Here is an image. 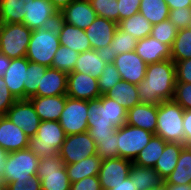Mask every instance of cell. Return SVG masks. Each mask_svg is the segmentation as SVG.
I'll use <instances>...</instances> for the list:
<instances>
[{
    "instance_id": "6da1fadb",
    "label": "cell",
    "mask_w": 191,
    "mask_h": 190,
    "mask_svg": "<svg viewBox=\"0 0 191 190\" xmlns=\"http://www.w3.org/2000/svg\"><path fill=\"white\" fill-rule=\"evenodd\" d=\"M176 84L175 63L172 59L147 64L144 79L137 84L141 103L158 105L172 100Z\"/></svg>"
},
{
    "instance_id": "7a4b0ae2",
    "label": "cell",
    "mask_w": 191,
    "mask_h": 190,
    "mask_svg": "<svg viewBox=\"0 0 191 190\" xmlns=\"http://www.w3.org/2000/svg\"><path fill=\"white\" fill-rule=\"evenodd\" d=\"M87 114V132L95 143L99 139L109 138L127 120V110L106 95L89 100Z\"/></svg>"
},
{
    "instance_id": "3957f363",
    "label": "cell",
    "mask_w": 191,
    "mask_h": 190,
    "mask_svg": "<svg viewBox=\"0 0 191 190\" xmlns=\"http://www.w3.org/2000/svg\"><path fill=\"white\" fill-rule=\"evenodd\" d=\"M183 116L184 109L173 99L158 104L155 135L166 142L185 144Z\"/></svg>"
},
{
    "instance_id": "277c9868",
    "label": "cell",
    "mask_w": 191,
    "mask_h": 190,
    "mask_svg": "<svg viewBox=\"0 0 191 190\" xmlns=\"http://www.w3.org/2000/svg\"><path fill=\"white\" fill-rule=\"evenodd\" d=\"M57 25L32 31L26 58L46 67H51L53 57L60 47Z\"/></svg>"
},
{
    "instance_id": "5b68a950",
    "label": "cell",
    "mask_w": 191,
    "mask_h": 190,
    "mask_svg": "<svg viewBox=\"0 0 191 190\" xmlns=\"http://www.w3.org/2000/svg\"><path fill=\"white\" fill-rule=\"evenodd\" d=\"M39 160L29 148L7 153L0 181L7 184L30 179L37 174Z\"/></svg>"
},
{
    "instance_id": "8992f818",
    "label": "cell",
    "mask_w": 191,
    "mask_h": 190,
    "mask_svg": "<svg viewBox=\"0 0 191 190\" xmlns=\"http://www.w3.org/2000/svg\"><path fill=\"white\" fill-rule=\"evenodd\" d=\"M66 133L59 121H41L34 137L29 138V149L38 157L58 154Z\"/></svg>"
},
{
    "instance_id": "52a82bcc",
    "label": "cell",
    "mask_w": 191,
    "mask_h": 190,
    "mask_svg": "<svg viewBox=\"0 0 191 190\" xmlns=\"http://www.w3.org/2000/svg\"><path fill=\"white\" fill-rule=\"evenodd\" d=\"M31 34L23 23H0V52L10 59L26 57Z\"/></svg>"
},
{
    "instance_id": "ba28073f",
    "label": "cell",
    "mask_w": 191,
    "mask_h": 190,
    "mask_svg": "<svg viewBox=\"0 0 191 190\" xmlns=\"http://www.w3.org/2000/svg\"><path fill=\"white\" fill-rule=\"evenodd\" d=\"M36 176L42 190H70L71 182L59 155L40 158Z\"/></svg>"
},
{
    "instance_id": "9c48e42d",
    "label": "cell",
    "mask_w": 191,
    "mask_h": 190,
    "mask_svg": "<svg viewBox=\"0 0 191 190\" xmlns=\"http://www.w3.org/2000/svg\"><path fill=\"white\" fill-rule=\"evenodd\" d=\"M153 135L142 128L124 124L118 128L119 157L134 161Z\"/></svg>"
},
{
    "instance_id": "30bf717a",
    "label": "cell",
    "mask_w": 191,
    "mask_h": 190,
    "mask_svg": "<svg viewBox=\"0 0 191 190\" xmlns=\"http://www.w3.org/2000/svg\"><path fill=\"white\" fill-rule=\"evenodd\" d=\"M64 165L80 162L96 155V143L88 132L67 135L58 151Z\"/></svg>"
},
{
    "instance_id": "8fae6325",
    "label": "cell",
    "mask_w": 191,
    "mask_h": 190,
    "mask_svg": "<svg viewBox=\"0 0 191 190\" xmlns=\"http://www.w3.org/2000/svg\"><path fill=\"white\" fill-rule=\"evenodd\" d=\"M88 101L66 96V104L59 123L66 135L88 131Z\"/></svg>"
},
{
    "instance_id": "7c38bea8",
    "label": "cell",
    "mask_w": 191,
    "mask_h": 190,
    "mask_svg": "<svg viewBox=\"0 0 191 190\" xmlns=\"http://www.w3.org/2000/svg\"><path fill=\"white\" fill-rule=\"evenodd\" d=\"M59 19V12L49 0H28L23 24L29 29L50 27Z\"/></svg>"
},
{
    "instance_id": "4fadbf2b",
    "label": "cell",
    "mask_w": 191,
    "mask_h": 190,
    "mask_svg": "<svg viewBox=\"0 0 191 190\" xmlns=\"http://www.w3.org/2000/svg\"><path fill=\"white\" fill-rule=\"evenodd\" d=\"M6 116L13 124L21 128L29 138L36 135L41 121L29 99L16 100L7 111Z\"/></svg>"
},
{
    "instance_id": "5bb4252c",
    "label": "cell",
    "mask_w": 191,
    "mask_h": 190,
    "mask_svg": "<svg viewBox=\"0 0 191 190\" xmlns=\"http://www.w3.org/2000/svg\"><path fill=\"white\" fill-rule=\"evenodd\" d=\"M133 161L121 157L102 160L98 173L102 190H110L129 176Z\"/></svg>"
},
{
    "instance_id": "9a60e30c",
    "label": "cell",
    "mask_w": 191,
    "mask_h": 190,
    "mask_svg": "<svg viewBox=\"0 0 191 190\" xmlns=\"http://www.w3.org/2000/svg\"><path fill=\"white\" fill-rule=\"evenodd\" d=\"M112 62L123 81L137 85L145 77L147 64L135 51L121 53Z\"/></svg>"
},
{
    "instance_id": "2e32d148",
    "label": "cell",
    "mask_w": 191,
    "mask_h": 190,
    "mask_svg": "<svg viewBox=\"0 0 191 190\" xmlns=\"http://www.w3.org/2000/svg\"><path fill=\"white\" fill-rule=\"evenodd\" d=\"M66 96L87 101L99 98L101 93L99 92L98 79L93 78L90 74L70 72Z\"/></svg>"
},
{
    "instance_id": "e0dca14e",
    "label": "cell",
    "mask_w": 191,
    "mask_h": 190,
    "mask_svg": "<svg viewBox=\"0 0 191 190\" xmlns=\"http://www.w3.org/2000/svg\"><path fill=\"white\" fill-rule=\"evenodd\" d=\"M59 18L63 22L85 30L97 18V13L94 11L89 1L74 0L59 12Z\"/></svg>"
},
{
    "instance_id": "ac0fdd59",
    "label": "cell",
    "mask_w": 191,
    "mask_h": 190,
    "mask_svg": "<svg viewBox=\"0 0 191 190\" xmlns=\"http://www.w3.org/2000/svg\"><path fill=\"white\" fill-rule=\"evenodd\" d=\"M118 24L103 17H98L85 29L92 49L106 52L111 44Z\"/></svg>"
},
{
    "instance_id": "d6986e66",
    "label": "cell",
    "mask_w": 191,
    "mask_h": 190,
    "mask_svg": "<svg viewBox=\"0 0 191 190\" xmlns=\"http://www.w3.org/2000/svg\"><path fill=\"white\" fill-rule=\"evenodd\" d=\"M0 147L7 153L29 147V137L6 116H0Z\"/></svg>"
},
{
    "instance_id": "ffe728a7",
    "label": "cell",
    "mask_w": 191,
    "mask_h": 190,
    "mask_svg": "<svg viewBox=\"0 0 191 190\" xmlns=\"http://www.w3.org/2000/svg\"><path fill=\"white\" fill-rule=\"evenodd\" d=\"M29 60L26 57L11 59L10 66L3 76L10 93L16 100L25 99L26 70Z\"/></svg>"
},
{
    "instance_id": "44dd1931",
    "label": "cell",
    "mask_w": 191,
    "mask_h": 190,
    "mask_svg": "<svg viewBox=\"0 0 191 190\" xmlns=\"http://www.w3.org/2000/svg\"><path fill=\"white\" fill-rule=\"evenodd\" d=\"M60 44L82 53L91 50L90 41L85 30L63 22L60 18L56 22Z\"/></svg>"
},
{
    "instance_id": "7402d4cb",
    "label": "cell",
    "mask_w": 191,
    "mask_h": 190,
    "mask_svg": "<svg viewBox=\"0 0 191 190\" xmlns=\"http://www.w3.org/2000/svg\"><path fill=\"white\" fill-rule=\"evenodd\" d=\"M158 105L140 103L127 111L126 124L142 128L155 135Z\"/></svg>"
},
{
    "instance_id": "603a6c76",
    "label": "cell",
    "mask_w": 191,
    "mask_h": 190,
    "mask_svg": "<svg viewBox=\"0 0 191 190\" xmlns=\"http://www.w3.org/2000/svg\"><path fill=\"white\" fill-rule=\"evenodd\" d=\"M40 121H59L66 104V95L29 98Z\"/></svg>"
},
{
    "instance_id": "cb8c5ba5",
    "label": "cell",
    "mask_w": 191,
    "mask_h": 190,
    "mask_svg": "<svg viewBox=\"0 0 191 190\" xmlns=\"http://www.w3.org/2000/svg\"><path fill=\"white\" fill-rule=\"evenodd\" d=\"M135 52L146 64L162 62L171 59V47L156 40L152 36L137 41Z\"/></svg>"
},
{
    "instance_id": "d4e9b609",
    "label": "cell",
    "mask_w": 191,
    "mask_h": 190,
    "mask_svg": "<svg viewBox=\"0 0 191 190\" xmlns=\"http://www.w3.org/2000/svg\"><path fill=\"white\" fill-rule=\"evenodd\" d=\"M68 74L47 67L42 79L38 85L37 93L34 96H59L67 94Z\"/></svg>"
},
{
    "instance_id": "484cf974",
    "label": "cell",
    "mask_w": 191,
    "mask_h": 190,
    "mask_svg": "<svg viewBox=\"0 0 191 190\" xmlns=\"http://www.w3.org/2000/svg\"><path fill=\"white\" fill-rule=\"evenodd\" d=\"M109 60L105 52L94 49L79 53L73 72L90 74L93 78L99 79L103 69Z\"/></svg>"
},
{
    "instance_id": "4316f807",
    "label": "cell",
    "mask_w": 191,
    "mask_h": 190,
    "mask_svg": "<svg viewBox=\"0 0 191 190\" xmlns=\"http://www.w3.org/2000/svg\"><path fill=\"white\" fill-rule=\"evenodd\" d=\"M184 146L185 144L177 142H166L160 158L153 167L159 173V176L163 181H165L175 169L180 152Z\"/></svg>"
},
{
    "instance_id": "83f0119b",
    "label": "cell",
    "mask_w": 191,
    "mask_h": 190,
    "mask_svg": "<svg viewBox=\"0 0 191 190\" xmlns=\"http://www.w3.org/2000/svg\"><path fill=\"white\" fill-rule=\"evenodd\" d=\"M105 95L114 99L127 111L141 103L138 99L137 85L128 81L117 82Z\"/></svg>"
},
{
    "instance_id": "f1b7e54d",
    "label": "cell",
    "mask_w": 191,
    "mask_h": 190,
    "mask_svg": "<svg viewBox=\"0 0 191 190\" xmlns=\"http://www.w3.org/2000/svg\"><path fill=\"white\" fill-rule=\"evenodd\" d=\"M163 183L173 185H186L191 183V145H185L183 147L175 169Z\"/></svg>"
},
{
    "instance_id": "f546056e",
    "label": "cell",
    "mask_w": 191,
    "mask_h": 190,
    "mask_svg": "<svg viewBox=\"0 0 191 190\" xmlns=\"http://www.w3.org/2000/svg\"><path fill=\"white\" fill-rule=\"evenodd\" d=\"M101 162L100 157L92 155L80 162L65 165L70 182L74 183L88 176H98Z\"/></svg>"
},
{
    "instance_id": "4dcf8cb0",
    "label": "cell",
    "mask_w": 191,
    "mask_h": 190,
    "mask_svg": "<svg viewBox=\"0 0 191 190\" xmlns=\"http://www.w3.org/2000/svg\"><path fill=\"white\" fill-rule=\"evenodd\" d=\"M129 177L134 181L137 190H148L163 183L159 173L151 167H140L132 163Z\"/></svg>"
},
{
    "instance_id": "1f68e13d",
    "label": "cell",
    "mask_w": 191,
    "mask_h": 190,
    "mask_svg": "<svg viewBox=\"0 0 191 190\" xmlns=\"http://www.w3.org/2000/svg\"><path fill=\"white\" fill-rule=\"evenodd\" d=\"M166 141L161 137L153 135L148 144L142 149V151L135 158L133 163L140 167H151L153 168L160 158Z\"/></svg>"
},
{
    "instance_id": "d6a6232c",
    "label": "cell",
    "mask_w": 191,
    "mask_h": 190,
    "mask_svg": "<svg viewBox=\"0 0 191 190\" xmlns=\"http://www.w3.org/2000/svg\"><path fill=\"white\" fill-rule=\"evenodd\" d=\"M118 27L141 40L151 35L153 25L140 13L125 18L118 23Z\"/></svg>"
},
{
    "instance_id": "836d02e7",
    "label": "cell",
    "mask_w": 191,
    "mask_h": 190,
    "mask_svg": "<svg viewBox=\"0 0 191 190\" xmlns=\"http://www.w3.org/2000/svg\"><path fill=\"white\" fill-rule=\"evenodd\" d=\"M28 0H0V23H23Z\"/></svg>"
},
{
    "instance_id": "e575fe53",
    "label": "cell",
    "mask_w": 191,
    "mask_h": 190,
    "mask_svg": "<svg viewBox=\"0 0 191 190\" xmlns=\"http://www.w3.org/2000/svg\"><path fill=\"white\" fill-rule=\"evenodd\" d=\"M136 45L137 40L133 35L126 33L125 31L117 27L114 33L113 40L108 46L105 55L109 61H112L116 58L117 55L121 53L135 51Z\"/></svg>"
},
{
    "instance_id": "d590c367",
    "label": "cell",
    "mask_w": 191,
    "mask_h": 190,
    "mask_svg": "<svg viewBox=\"0 0 191 190\" xmlns=\"http://www.w3.org/2000/svg\"><path fill=\"white\" fill-rule=\"evenodd\" d=\"M169 7L164 0H141L139 12L152 24L169 18Z\"/></svg>"
},
{
    "instance_id": "8d00e7d4",
    "label": "cell",
    "mask_w": 191,
    "mask_h": 190,
    "mask_svg": "<svg viewBox=\"0 0 191 190\" xmlns=\"http://www.w3.org/2000/svg\"><path fill=\"white\" fill-rule=\"evenodd\" d=\"M191 58V28L178 30L171 47V59L182 61Z\"/></svg>"
},
{
    "instance_id": "74e56055",
    "label": "cell",
    "mask_w": 191,
    "mask_h": 190,
    "mask_svg": "<svg viewBox=\"0 0 191 190\" xmlns=\"http://www.w3.org/2000/svg\"><path fill=\"white\" fill-rule=\"evenodd\" d=\"M78 55V52L69 47L60 45L53 57L51 67L69 74L73 72Z\"/></svg>"
},
{
    "instance_id": "f35d334b",
    "label": "cell",
    "mask_w": 191,
    "mask_h": 190,
    "mask_svg": "<svg viewBox=\"0 0 191 190\" xmlns=\"http://www.w3.org/2000/svg\"><path fill=\"white\" fill-rule=\"evenodd\" d=\"M46 69L47 67L44 65L29 61L26 70V83H24L25 99H29L37 93L38 85Z\"/></svg>"
},
{
    "instance_id": "ab89813d",
    "label": "cell",
    "mask_w": 191,
    "mask_h": 190,
    "mask_svg": "<svg viewBox=\"0 0 191 190\" xmlns=\"http://www.w3.org/2000/svg\"><path fill=\"white\" fill-rule=\"evenodd\" d=\"M177 33L178 28L169 19H166L153 25L150 36L172 47Z\"/></svg>"
},
{
    "instance_id": "60d3db41",
    "label": "cell",
    "mask_w": 191,
    "mask_h": 190,
    "mask_svg": "<svg viewBox=\"0 0 191 190\" xmlns=\"http://www.w3.org/2000/svg\"><path fill=\"white\" fill-rule=\"evenodd\" d=\"M98 17L119 23V10L117 0H91L89 1Z\"/></svg>"
},
{
    "instance_id": "b9f144b4",
    "label": "cell",
    "mask_w": 191,
    "mask_h": 190,
    "mask_svg": "<svg viewBox=\"0 0 191 190\" xmlns=\"http://www.w3.org/2000/svg\"><path fill=\"white\" fill-rule=\"evenodd\" d=\"M118 128L109 138L99 139L96 142V155L102 160L119 157Z\"/></svg>"
},
{
    "instance_id": "7bdbcfd3",
    "label": "cell",
    "mask_w": 191,
    "mask_h": 190,
    "mask_svg": "<svg viewBox=\"0 0 191 190\" xmlns=\"http://www.w3.org/2000/svg\"><path fill=\"white\" fill-rule=\"evenodd\" d=\"M121 80L122 79L117 68L112 61H109L98 79L99 92L101 95H105L117 82Z\"/></svg>"
},
{
    "instance_id": "ee69618b",
    "label": "cell",
    "mask_w": 191,
    "mask_h": 190,
    "mask_svg": "<svg viewBox=\"0 0 191 190\" xmlns=\"http://www.w3.org/2000/svg\"><path fill=\"white\" fill-rule=\"evenodd\" d=\"M169 10L168 19L178 28V30L191 28V7Z\"/></svg>"
},
{
    "instance_id": "f6af8a7d",
    "label": "cell",
    "mask_w": 191,
    "mask_h": 190,
    "mask_svg": "<svg viewBox=\"0 0 191 190\" xmlns=\"http://www.w3.org/2000/svg\"><path fill=\"white\" fill-rule=\"evenodd\" d=\"M173 100L184 110H191V83L176 82Z\"/></svg>"
},
{
    "instance_id": "bcb514c9",
    "label": "cell",
    "mask_w": 191,
    "mask_h": 190,
    "mask_svg": "<svg viewBox=\"0 0 191 190\" xmlns=\"http://www.w3.org/2000/svg\"><path fill=\"white\" fill-rule=\"evenodd\" d=\"M15 102V97L10 93L3 77H0V116L6 115Z\"/></svg>"
},
{
    "instance_id": "7dc6e473",
    "label": "cell",
    "mask_w": 191,
    "mask_h": 190,
    "mask_svg": "<svg viewBox=\"0 0 191 190\" xmlns=\"http://www.w3.org/2000/svg\"><path fill=\"white\" fill-rule=\"evenodd\" d=\"M119 21L135 15L139 12V6L141 0H117Z\"/></svg>"
},
{
    "instance_id": "c3c4849f",
    "label": "cell",
    "mask_w": 191,
    "mask_h": 190,
    "mask_svg": "<svg viewBox=\"0 0 191 190\" xmlns=\"http://www.w3.org/2000/svg\"><path fill=\"white\" fill-rule=\"evenodd\" d=\"M175 63L176 82L191 83V58Z\"/></svg>"
},
{
    "instance_id": "681fc988",
    "label": "cell",
    "mask_w": 191,
    "mask_h": 190,
    "mask_svg": "<svg viewBox=\"0 0 191 190\" xmlns=\"http://www.w3.org/2000/svg\"><path fill=\"white\" fill-rule=\"evenodd\" d=\"M6 185L8 190H42L40 179L36 175L26 181H14Z\"/></svg>"
},
{
    "instance_id": "f907efd6",
    "label": "cell",
    "mask_w": 191,
    "mask_h": 190,
    "mask_svg": "<svg viewBox=\"0 0 191 190\" xmlns=\"http://www.w3.org/2000/svg\"><path fill=\"white\" fill-rule=\"evenodd\" d=\"M70 190H102L98 176H88L71 183Z\"/></svg>"
},
{
    "instance_id": "816d5d0a",
    "label": "cell",
    "mask_w": 191,
    "mask_h": 190,
    "mask_svg": "<svg viewBox=\"0 0 191 190\" xmlns=\"http://www.w3.org/2000/svg\"><path fill=\"white\" fill-rule=\"evenodd\" d=\"M183 128L185 134V145H191V110H184Z\"/></svg>"
},
{
    "instance_id": "f5cc1de1",
    "label": "cell",
    "mask_w": 191,
    "mask_h": 190,
    "mask_svg": "<svg viewBox=\"0 0 191 190\" xmlns=\"http://www.w3.org/2000/svg\"><path fill=\"white\" fill-rule=\"evenodd\" d=\"M169 9H181L191 7V0H164Z\"/></svg>"
},
{
    "instance_id": "db71d44e",
    "label": "cell",
    "mask_w": 191,
    "mask_h": 190,
    "mask_svg": "<svg viewBox=\"0 0 191 190\" xmlns=\"http://www.w3.org/2000/svg\"><path fill=\"white\" fill-rule=\"evenodd\" d=\"M110 190H137V187L134 185V181L128 176L123 182Z\"/></svg>"
},
{
    "instance_id": "11a10c76",
    "label": "cell",
    "mask_w": 191,
    "mask_h": 190,
    "mask_svg": "<svg viewBox=\"0 0 191 190\" xmlns=\"http://www.w3.org/2000/svg\"><path fill=\"white\" fill-rule=\"evenodd\" d=\"M11 59L0 52V77H3L10 66Z\"/></svg>"
},
{
    "instance_id": "9f6ffc18",
    "label": "cell",
    "mask_w": 191,
    "mask_h": 190,
    "mask_svg": "<svg viewBox=\"0 0 191 190\" xmlns=\"http://www.w3.org/2000/svg\"><path fill=\"white\" fill-rule=\"evenodd\" d=\"M58 12H61L74 0H49Z\"/></svg>"
},
{
    "instance_id": "6f0895ef",
    "label": "cell",
    "mask_w": 191,
    "mask_h": 190,
    "mask_svg": "<svg viewBox=\"0 0 191 190\" xmlns=\"http://www.w3.org/2000/svg\"><path fill=\"white\" fill-rule=\"evenodd\" d=\"M164 190H191V183L186 185L164 184Z\"/></svg>"
},
{
    "instance_id": "680465c9",
    "label": "cell",
    "mask_w": 191,
    "mask_h": 190,
    "mask_svg": "<svg viewBox=\"0 0 191 190\" xmlns=\"http://www.w3.org/2000/svg\"><path fill=\"white\" fill-rule=\"evenodd\" d=\"M6 155L7 152L0 147V174L2 172V168L4 167Z\"/></svg>"
},
{
    "instance_id": "91938a15",
    "label": "cell",
    "mask_w": 191,
    "mask_h": 190,
    "mask_svg": "<svg viewBox=\"0 0 191 190\" xmlns=\"http://www.w3.org/2000/svg\"><path fill=\"white\" fill-rule=\"evenodd\" d=\"M148 190H164V183H162L161 185H159L157 187L150 188Z\"/></svg>"
},
{
    "instance_id": "94428289",
    "label": "cell",
    "mask_w": 191,
    "mask_h": 190,
    "mask_svg": "<svg viewBox=\"0 0 191 190\" xmlns=\"http://www.w3.org/2000/svg\"><path fill=\"white\" fill-rule=\"evenodd\" d=\"M0 190H8V187L6 184L0 181Z\"/></svg>"
}]
</instances>
